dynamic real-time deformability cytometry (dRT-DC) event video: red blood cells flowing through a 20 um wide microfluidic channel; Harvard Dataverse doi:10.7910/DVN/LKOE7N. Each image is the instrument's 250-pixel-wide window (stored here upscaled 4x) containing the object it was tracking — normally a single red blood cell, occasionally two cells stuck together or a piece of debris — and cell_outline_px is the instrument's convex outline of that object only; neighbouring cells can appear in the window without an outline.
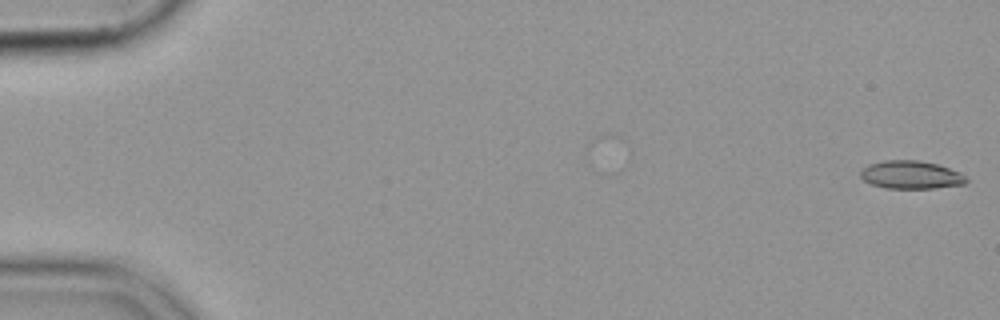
{"species": "common noctule bat (a hibernating species)", "species_latin": "Nyctalus noctula", "temperature_condition": "cold", "stored_images_in_passage": 49, "camera_frame_rate_fps": 3000, "um_per_image_px": 0.085, "animal": {"sex": "female", "body_mass_g": 19.9}, "frame": {"image": 1, "passage_image": 1, "time_ms": 0.0, "image_size_px": [1000, 320], "cell_outline_px": [[968, 180], [964, 184], [936, 188], [884, 188], [872, 184], [864, 180], [860, 176], [860, 172], [868, 164], [884, 160], [920, 160], [936, 164], [960, 172]], "centroid_in_image_um": [77.42, 14.86], "position_along_channel_um": 7.6, "area_um2": 17.22}}
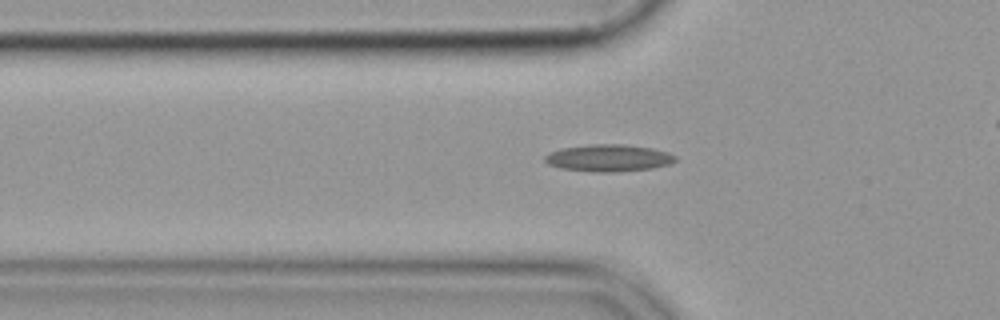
{"frame": {"image": 2, "passage_image": 19, "time_ms": 6.0, "image_size_px": [1000, 320], "cell_outline_px": [[676, 160], [672, 164], [652, 168], [612, 172], [596, 172], [560, 168], [548, 164], [544, 160], [544, 156], [548, 152], [560, 148], [588, 144], [624, 144], [652, 148], [668, 152], [676, 156]], "centroid_in_image_um": [51.71, 13.42], "position_along_channel_um": 74.1, "area_um2": 20.75}}
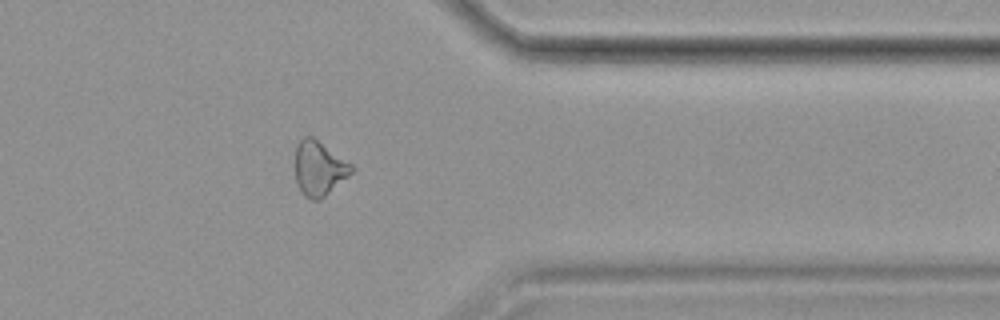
{"frame": {"image": 3, "passage_image": 45, "time_ms": 14.667, "image_size_px": [1000, 320], "cell_outline_px": [[356, 168], [348, 176], [320, 200], [312, 200], [304, 196], [300, 192], [296, 184], [296, 148], [300, 140], [304, 136], [312, 136], [352, 164]], "centroid_in_image_um": [27.12, 14.33], "position_along_channel_um": 384.3, "area_um2": 17.86}}